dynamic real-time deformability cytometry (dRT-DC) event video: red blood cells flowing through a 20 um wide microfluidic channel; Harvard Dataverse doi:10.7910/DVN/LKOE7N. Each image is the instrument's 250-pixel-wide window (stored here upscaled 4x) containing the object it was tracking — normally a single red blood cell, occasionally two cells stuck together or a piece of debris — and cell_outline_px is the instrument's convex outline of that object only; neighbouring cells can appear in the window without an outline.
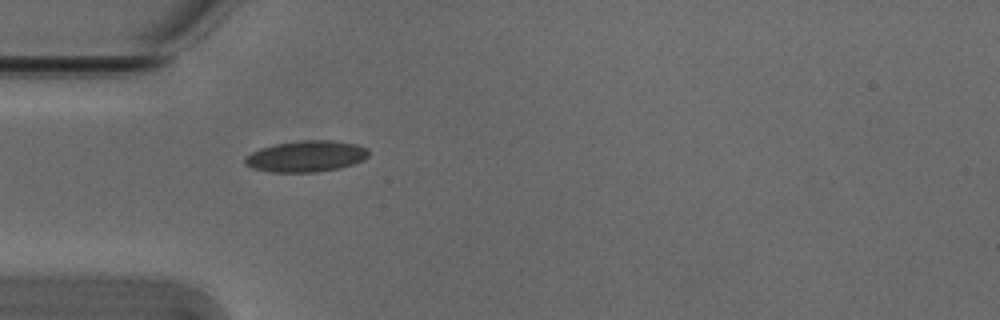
{"species": "Egyptian fruit bat (a non-hibernating species)", "species_latin": "Rousettus aegyptiacus", "temperature_condition": "cold", "stored_images_in_passage": 1, "camera_frame_rate_fps": 3000, "um_per_image_px": 0.085, "animal": {"sex": "male"}, "frame": {"image": 1, "passage_image": 1, "time_ms": 0.0, "image_size_px": [1000, 320], "cell_outline_px": [[368, 156], [364, 160], [340, 168], [316, 172], [268, 172], [252, 168], [244, 164], [244, 156], [260, 148], [276, 144], [300, 140], [332, 140], [356, 144], [364, 148], [368, 152]], "centroid_in_image_um": [25.98, 13.29], "position_along_channel_um": 59.0, "area_um2": 22.54}}